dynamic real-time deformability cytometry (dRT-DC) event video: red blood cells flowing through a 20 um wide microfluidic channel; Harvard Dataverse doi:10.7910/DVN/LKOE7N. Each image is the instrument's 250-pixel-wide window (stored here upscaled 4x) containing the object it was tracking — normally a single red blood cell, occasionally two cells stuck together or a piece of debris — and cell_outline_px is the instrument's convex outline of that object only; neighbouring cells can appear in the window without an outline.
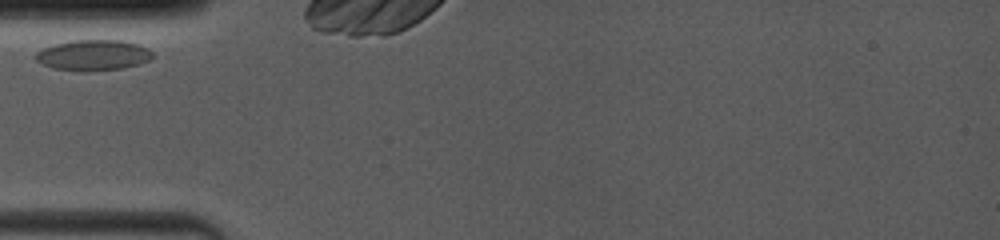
{"species": "common noctule bat (a hibernating species)", "species_latin": "Nyctalus noctula", "temperature_condition": "room temperature", "stored_images_in_passage": 28, "camera_frame_rate_fps": 4000, "um_per_image_px": 0.085, "animal": {"sex": "female", "body_mass_g": 19.0, "forearm_length_mm": 53.3}, "frame": {"image": 1, "passage_image": 1, "time_ms": 0.0, "image_size_px": [1000, 240], "cell_outline_px": [[152, 56], [148, 60], [124, 68], [52, 68], [36, 60], [36, 52], [44, 48], [56, 44], [72, 40], [120, 40], [140, 44], [148, 48], [152, 52]], "centroid_in_image_um": [7.96, 4.62], "position_along_channel_um": 77.0, "area_um2": 19.77}}